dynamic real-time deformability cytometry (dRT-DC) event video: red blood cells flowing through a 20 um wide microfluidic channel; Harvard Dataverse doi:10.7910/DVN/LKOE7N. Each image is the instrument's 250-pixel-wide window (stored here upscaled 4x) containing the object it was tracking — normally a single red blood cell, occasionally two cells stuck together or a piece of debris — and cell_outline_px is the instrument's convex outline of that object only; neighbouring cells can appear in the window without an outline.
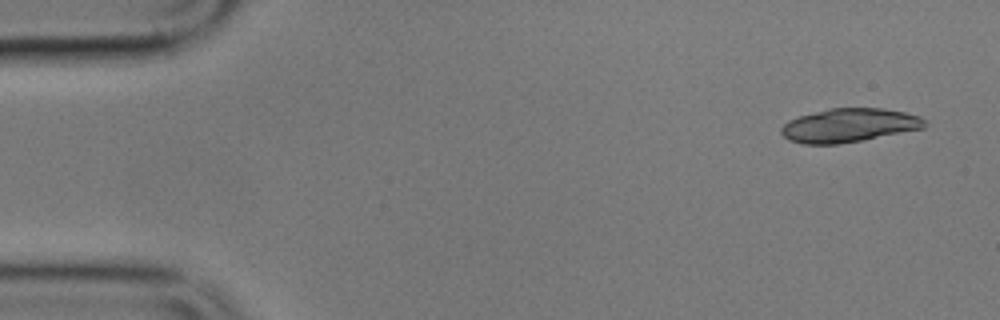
{"species": "common noctule bat (a hibernating species)", "species_latin": "Nyctalus noctula", "temperature_condition": "cold", "stored_images_in_passage": 7, "camera_frame_rate_fps": 3000, "um_per_image_px": 0.085, "animal": {"sex": "male", "body_mass_g": 17.9}, "frame": {"image": 1, "passage_image": 1, "time_ms": 0.0, "image_size_px": [1000, 320], "cell_outline_px": [[928, 124], [924, 128], [860, 140], [836, 144], [804, 144], [788, 140], [780, 132], [780, 128], [788, 120], [800, 116], [828, 108], [884, 108], [904, 112], [920, 116]], "centroid_in_image_um": [72.15, 10.64], "position_along_channel_um": 12.8, "area_um2": 28.03}}
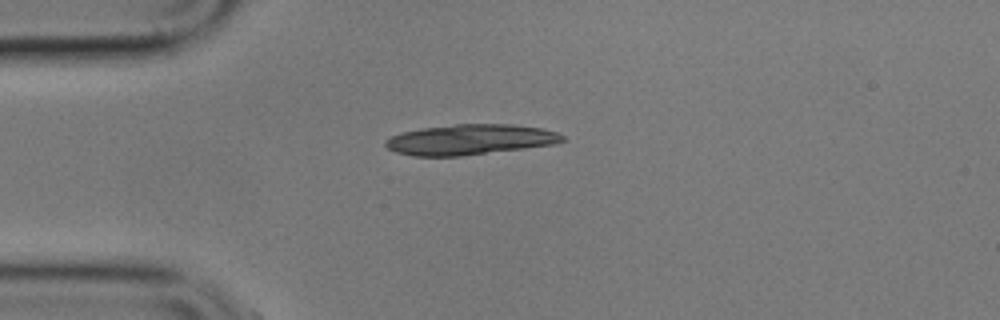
{"frame": {"image": 2, "passage_image": 4, "time_ms": 3.667, "image_size_px": [1000, 320], "cell_outline_px": [[568, 140], [556, 144], [460, 156], [416, 156], [396, 152], [388, 148], [384, 144], [384, 140], [400, 132], [420, 128], [456, 124], [516, 124], [544, 128], [556, 132], [564, 136]], "centroid_in_image_um": [39.98, 11.85], "position_along_channel_um": 45.0, "area_um2": 31.56}}